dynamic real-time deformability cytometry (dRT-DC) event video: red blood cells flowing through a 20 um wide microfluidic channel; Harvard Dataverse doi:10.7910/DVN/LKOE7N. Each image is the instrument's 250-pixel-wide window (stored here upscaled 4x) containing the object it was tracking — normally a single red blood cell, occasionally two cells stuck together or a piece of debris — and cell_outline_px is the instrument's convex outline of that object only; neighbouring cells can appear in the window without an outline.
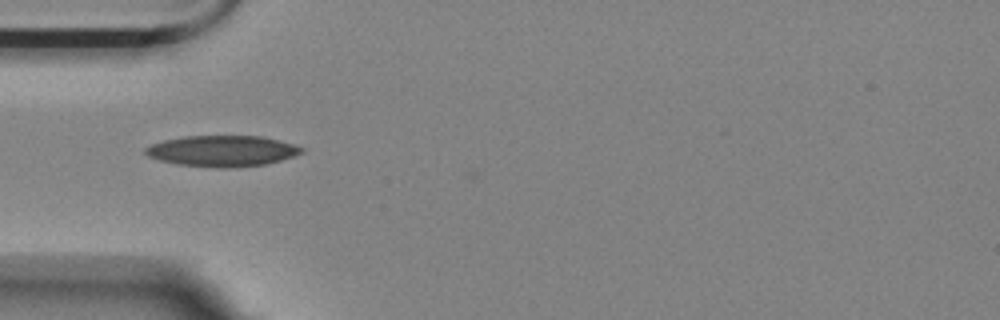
{"species": "Egyptian fruit bat (a non-hibernating species)", "species_latin": "Rousettus aegyptiacus", "temperature_condition": "room temperature", "stored_images_in_passage": 43, "camera_frame_rate_fps": 3000, "um_per_image_px": 0.085, "animal": {"sex": "female"}, "frame": {"image": 1, "passage_image": 4, "time_ms": 1.0, "image_size_px": [1000, 320], "cell_outline_px": [[304, 152], [280, 160], [264, 164], [236, 168], [220, 168], [176, 164], [160, 160], [148, 156], [144, 152], [144, 148], [152, 144], [164, 140], [184, 136], [264, 136], [292, 144], [304, 148]], "centroid_in_image_um": [18.87, 12.83], "position_along_channel_um": 66.1, "area_um2": 28.15}}
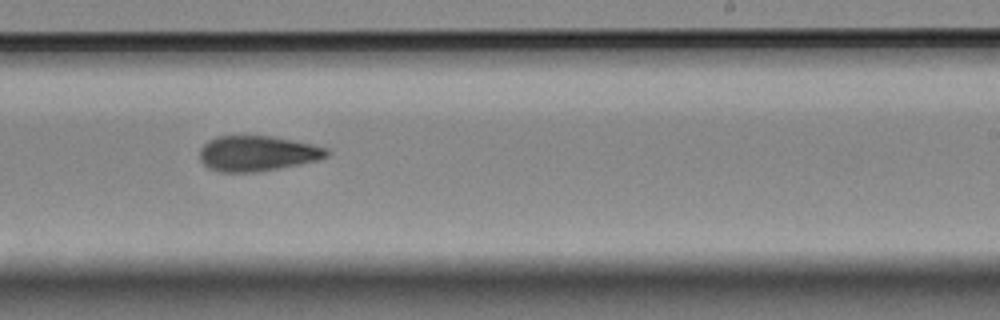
{"frame": {"image": 2, "passage_image": 21, "time_ms": 6.667, "image_size_px": [1000, 320], "cell_outline_px": [[332, 152], [328, 156], [316, 160], [300, 164], [260, 172], [220, 172], [208, 168], [200, 160], [200, 148], [208, 140], [220, 136], [272, 136], [312, 144], [328, 148]], "centroid_in_image_um": [21.88, 13.05], "position_along_channel_um": 267.1, "area_um2": 26.3}}
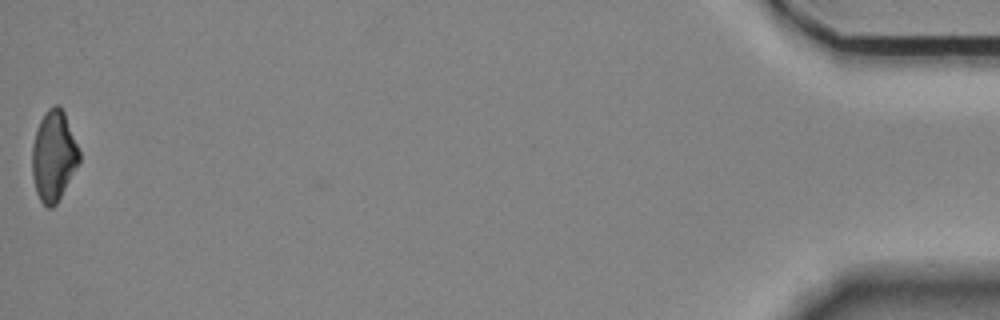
{"frame": {"image": 3, "passage_image": 43, "time_ms": 14.0, "image_size_px": [1000, 320], "cell_outline_px": [[80, 160], [56, 204], [52, 208], [48, 208], [40, 200], [36, 192], [32, 176], [32, 144], [40, 120], [44, 112], [52, 104], [60, 104], [64, 112], [80, 152]], "centroid_in_image_um": [4.54, 13.22], "position_along_channel_um": 430.7, "area_um2": 24.68}, "authors_computed_cell_mechanics": {"area_um2": 25.9522, "velocity_mm_per_s": 3.5444, "shape_relaxation_time_tau1_ms": 7.6975, "shape_relaxation_time_tau2_ms": 4.9213, "deformation_change_tau1": 0.1888, "deformation_change_tau2": 0.1359}}